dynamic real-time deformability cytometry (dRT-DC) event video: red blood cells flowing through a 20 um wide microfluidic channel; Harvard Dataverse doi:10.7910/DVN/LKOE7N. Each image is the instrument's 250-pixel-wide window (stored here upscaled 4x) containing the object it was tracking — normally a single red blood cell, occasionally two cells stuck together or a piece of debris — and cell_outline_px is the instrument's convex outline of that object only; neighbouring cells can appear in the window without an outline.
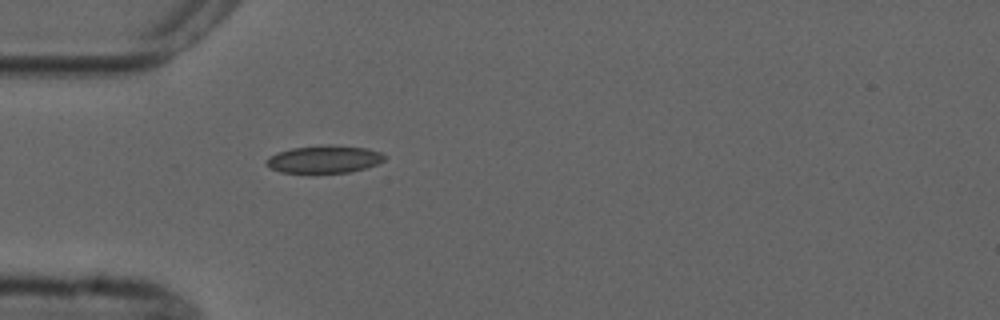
{"species": "common noctule bat (a hibernating species)", "species_latin": "Nyctalus noctula", "temperature_condition": "cold", "stored_images_in_passage": 2, "camera_frame_rate_fps": 3000, "um_per_image_px": 0.085, "animal": {"sex": "male", "forearm_length_mm": 52.5}, "frame": {"image": 1, "passage_image": 2, "time_ms": 1.0, "image_size_px": [1000, 320], "cell_outline_px": [[388, 156], [384, 160], [376, 164], [352, 172], [312, 176], [280, 172], [264, 164], [264, 160], [268, 156], [276, 152], [292, 148], [324, 144], [332, 144], [368, 148], [380, 152]], "centroid_in_image_um": [27.51, 13.57], "position_along_channel_um": 57.5, "area_um2": 20.23}}